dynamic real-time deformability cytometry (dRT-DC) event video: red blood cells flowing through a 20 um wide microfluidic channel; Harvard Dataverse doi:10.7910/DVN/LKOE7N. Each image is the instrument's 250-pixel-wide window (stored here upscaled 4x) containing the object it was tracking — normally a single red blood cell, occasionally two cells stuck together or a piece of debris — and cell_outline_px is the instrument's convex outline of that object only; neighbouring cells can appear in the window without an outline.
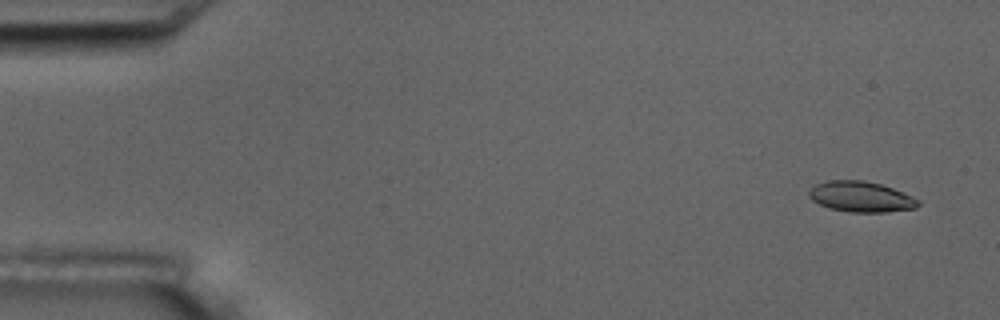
{"species": "common noctule bat (a hibernating species)", "species_latin": "Nyctalus noctula", "temperature_condition": "room temperature", "stored_images_in_passage": 6, "camera_frame_rate_fps": 3000, "um_per_image_px": 0.085, "animal": {"sex": "male", "body_mass_g": 17.5, "forearm_length_mm": 52.3}, "frame": {"image": 1, "passage_image": 1, "time_ms": 0.0, "image_size_px": [1000, 320], "cell_outline_px": [[920, 204], [916, 208], [888, 212], [848, 212], [828, 208], [812, 200], [808, 196], [808, 192], [816, 184], [828, 180], [864, 180], [880, 184], [892, 188], [912, 196], [920, 200]], "centroid_in_image_um": [73.18, 16.73], "position_along_channel_um": 11.8, "area_um2": 19.54}}